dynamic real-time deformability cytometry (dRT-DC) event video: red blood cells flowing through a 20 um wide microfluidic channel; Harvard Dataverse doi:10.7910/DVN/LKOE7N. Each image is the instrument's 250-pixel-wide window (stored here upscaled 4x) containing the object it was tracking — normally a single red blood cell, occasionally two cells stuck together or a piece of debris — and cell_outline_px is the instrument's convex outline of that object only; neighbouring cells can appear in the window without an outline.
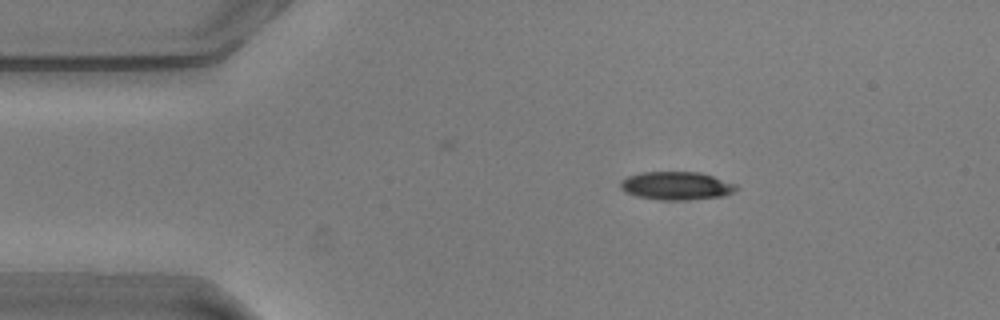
{"species": "common noctule bat (a hibernating species)", "species_latin": "Nyctalus noctula", "temperature_condition": "warm", "stored_images_in_passage": 47, "camera_frame_rate_fps": 3000, "um_per_image_px": 0.085, "animal": {"sex": "male", "body_mass_g": 20.5, "forearm_length_mm": 52.5}, "frame": {"image": 1, "passage_image": 1, "time_ms": 0.0, "image_size_px": [1000, 320], "cell_outline_px": [[740, 188], [724, 196], [684, 200], [664, 200], [636, 196], [620, 188], [620, 180], [628, 176], [640, 172], [700, 172], [736, 184]], "centroid_in_image_um": [57.5, 15.78], "position_along_channel_um": 27.5, "area_um2": 18.96}}
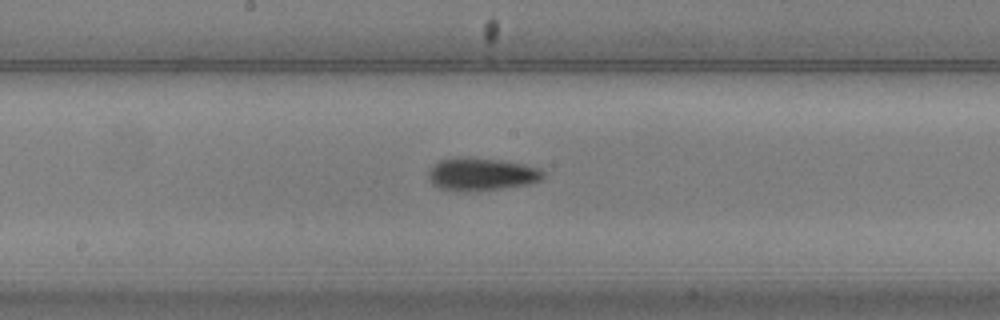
{"frame": {"image": 2, "passage_image": 20, "time_ms": 6.333, "image_size_px": [1000, 320], "cell_outline_px": [[544, 176], [540, 180], [532, 184], [504, 188], [468, 192], [464, 192], [436, 188], [432, 184], [428, 176], [428, 172], [440, 160], [460, 156], [468, 156], [500, 160], [524, 164], [540, 168], [544, 172]], "centroid_in_image_um": [40.93, 14.81], "position_along_channel_um": 207.3, "area_um2": 22.31}}
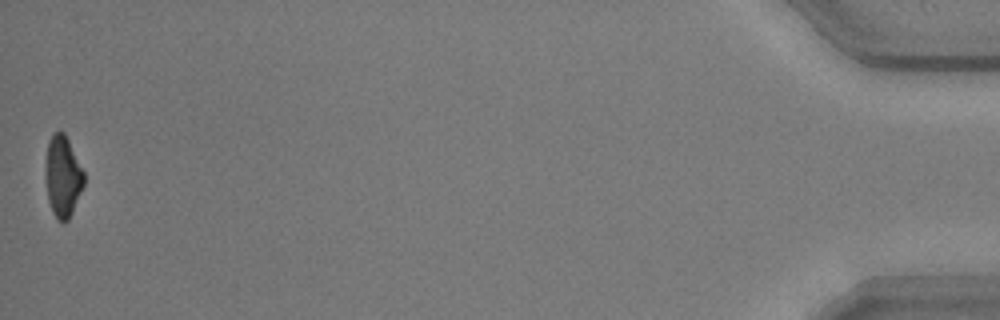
{"frame": {"image": 3, "passage_image": 47, "time_ms": 15.333, "image_size_px": [1000, 320], "cell_outline_px": [[84, 184], [72, 212], [68, 220], [60, 220], [52, 212], [48, 200], [44, 172], [44, 168], [48, 140], [52, 132], [64, 132], [84, 172]], "centroid_in_image_um": [5.3, 14.95], "position_along_channel_um": 429.9, "area_um2": 18.15}, "authors_computed_cell_mechanics": {"area_um2": 19.9988, "velocity_mm_per_s": 3.6143, "shape_relaxation_time_tau1_ms": 3.0017, "shape_relaxation_time_tau2_ms": 9.2341, "deformation_change_tau1": 0.1618, "deformation_change_tau2": 0.169}}